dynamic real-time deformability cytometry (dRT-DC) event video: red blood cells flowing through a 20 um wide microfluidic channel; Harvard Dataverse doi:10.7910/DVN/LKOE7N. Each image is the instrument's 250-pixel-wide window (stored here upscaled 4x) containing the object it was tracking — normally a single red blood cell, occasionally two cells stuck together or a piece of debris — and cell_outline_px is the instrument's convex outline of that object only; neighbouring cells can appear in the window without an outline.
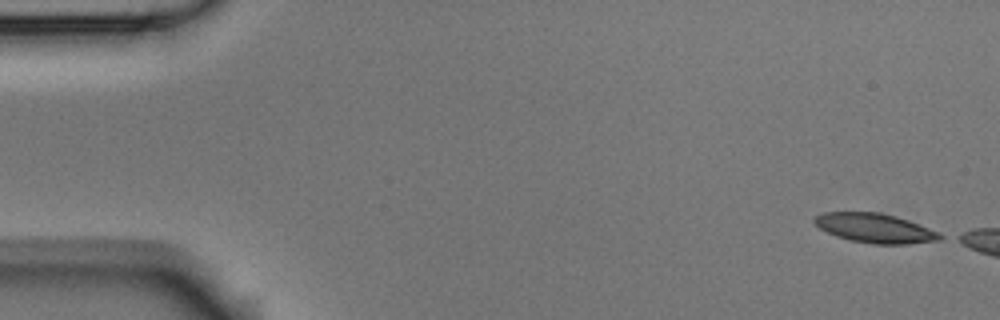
{"species": "Egyptian fruit bat (a non-hibernating species)", "species_latin": "Rousettus aegyptiacus", "temperature_condition": "room temperature", "stored_images_in_passage": 7, "camera_frame_rate_fps": 3000, "um_per_image_px": 0.085, "animal": {"sex": "male"}, "frame": {"image": 1, "passage_image": 1, "time_ms": 0.0, "image_size_px": [1000, 320], "cell_outline_px": [[944, 236], [940, 240], [904, 244], [876, 244], [852, 240], [836, 236], [820, 228], [812, 220], [816, 216], [824, 212], [880, 212], [896, 216], [908, 220], [928, 228]], "centroid_in_image_um": [74.35, 19.38], "position_along_channel_um": 10.6, "area_um2": 21.15}}